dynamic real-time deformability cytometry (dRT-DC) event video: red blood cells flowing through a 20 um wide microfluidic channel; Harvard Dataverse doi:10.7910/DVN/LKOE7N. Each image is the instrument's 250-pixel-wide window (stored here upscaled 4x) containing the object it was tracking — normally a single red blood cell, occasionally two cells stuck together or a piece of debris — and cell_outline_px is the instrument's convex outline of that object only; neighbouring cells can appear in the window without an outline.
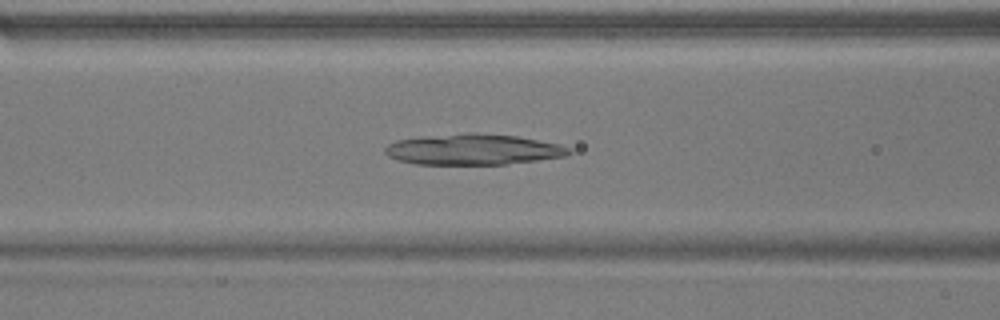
{"species": "common noctule bat (a hibernating species)", "species_latin": "Nyctalus noctula", "temperature_condition": "warm", "stored_images_in_passage": 52, "camera_frame_rate_fps": 3000, "um_per_image_px": 0.085, "animal": {"sex": "male", "body_mass_g": 17.9}, "frame": {"image": 1, "passage_image": 21, "time_ms": 6.667, "image_size_px": [1000, 320], "cell_outline_px": [[572, 152], [568, 156], [508, 164], [416, 164], [396, 160], [388, 156], [384, 152], [384, 148], [388, 144], [396, 140], [420, 136], [468, 132], [472, 132], [516, 136], [560, 144], [572, 148]], "centroid_in_image_um": [40.22, 12.7], "position_along_channel_um": 126.4, "area_um2": 33.41}}
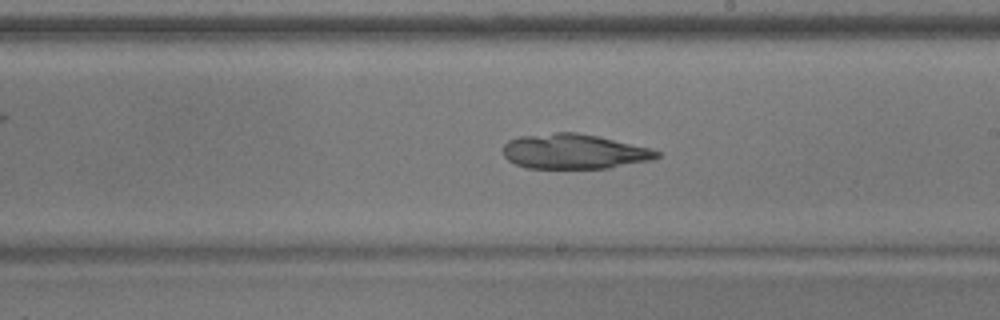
{"frame": {"image": 2, "passage_image": 30, "time_ms": 9.667, "image_size_px": [1000, 320], "cell_outline_px": [[660, 156], [652, 160], [608, 168], [528, 168], [516, 164], [508, 160], [504, 156], [504, 144], [508, 140], [520, 136], [556, 132], [576, 132], [596, 136], [652, 148], [660, 152]], "centroid_in_image_um": [48.8, 12.87], "position_along_channel_um": 240.2, "area_um2": 31.21}}
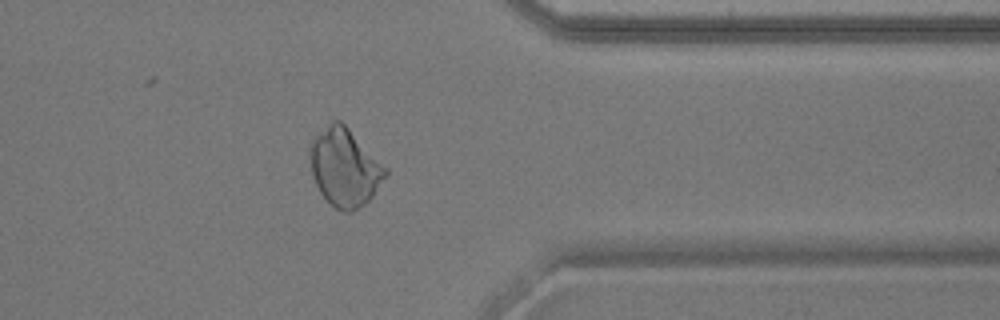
{"frame": {"image": 3, "passage_image": 42, "time_ms": 13.667, "image_size_px": [1000, 320], "cell_outline_px": [[388, 176], [372, 196], [364, 204], [352, 212], [344, 212], [336, 208], [320, 192], [312, 176], [312, 140], [332, 120], [340, 120], [388, 168]], "centroid_in_image_um": [29.35, 14.25], "position_along_channel_um": 382.0, "area_um2": 33.58}}